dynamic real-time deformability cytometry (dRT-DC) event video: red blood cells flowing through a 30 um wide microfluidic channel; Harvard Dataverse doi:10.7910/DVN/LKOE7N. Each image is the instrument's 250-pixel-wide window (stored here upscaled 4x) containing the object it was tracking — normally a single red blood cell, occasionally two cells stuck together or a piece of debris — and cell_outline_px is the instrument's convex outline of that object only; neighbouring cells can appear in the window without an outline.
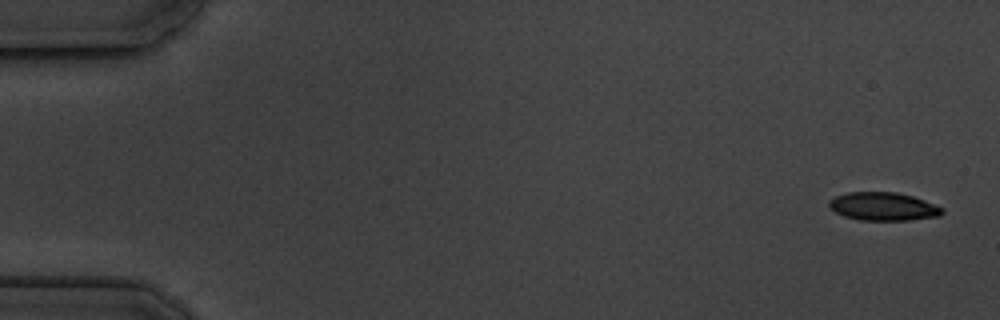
{"species": "common noctule bat (a hibernating species)", "species_latin": "Nyctalus noctula", "temperature_condition": "cold", "stored_images_in_passage": 17, "camera_frame_rate_fps": 3000, "um_per_image_px": 0.085, "animal": {"sex": "male", "body_mass_g": 19.5, "forearm_length_mm": 54.6}, "frame": {"image": 1, "passage_image": 1, "time_ms": 0.0, "image_size_px": [1000, 320], "cell_outline_px": [[944, 212], [940, 216], [908, 220], [860, 220], [844, 216], [836, 212], [828, 204], [828, 200], [836, 196], [848, 192], [896, 192], [912, 196], [924, 200], [944, 208]], "centroid_in_image_um": [75.09, 17.55], "position_along_channel_um": 9.9, "area_um2": 18.55}}
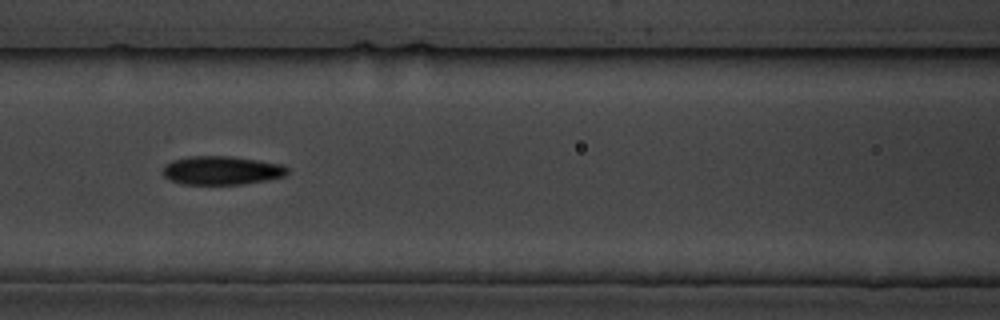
{"frame": {"image": 2, "passage_image": 8, "time_ms": 7.667, "image_size_px": [1000, 320], "cell_outline_px": [[288, 172], [284, 176], [244, 184], [184, 184], [168, 180], [164, 176], [164, 164], [172, 160], [192, 156], [232, 156], [260, 160], [284, 164], [288, 168]], "centroid_in_image_um": [18.85, 14.47], "position_along_channel_um": 147.8, "area_um2": 20.87}}
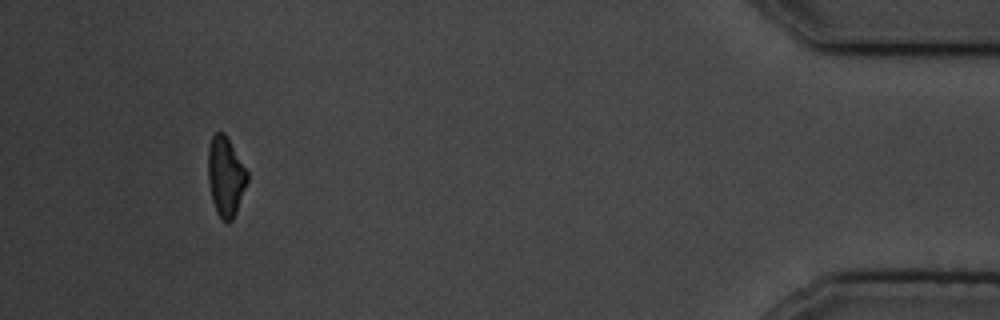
{"frame": {"image": 3, "passage_image": 16, "time_ms": 17.0, "image_size_px": [1000, 320], "cell_outline_px": [[248, 180], [236, 212], [232, 220], [228, 224], [216, 212], [212, 200], [208, 180], [208, 148], [212, 136], [216, 132], [224, 132], [248, 172]], "centroid_in_image_um": [19.17, 15.0], "position_along_channel_um": 416.0, "area_um2": 18.03}, "authors_computed_cell_mechanics": {"area_um2": 19.652, "velocity_mm_per_s": 3.5708, "shape_relaxation_time_tau1_ms": 4.7235, "shape_relaxation_time_tau2_ms": null, "deformation_change_tau1": 0.1541, "deformation_change_tau2": null}}